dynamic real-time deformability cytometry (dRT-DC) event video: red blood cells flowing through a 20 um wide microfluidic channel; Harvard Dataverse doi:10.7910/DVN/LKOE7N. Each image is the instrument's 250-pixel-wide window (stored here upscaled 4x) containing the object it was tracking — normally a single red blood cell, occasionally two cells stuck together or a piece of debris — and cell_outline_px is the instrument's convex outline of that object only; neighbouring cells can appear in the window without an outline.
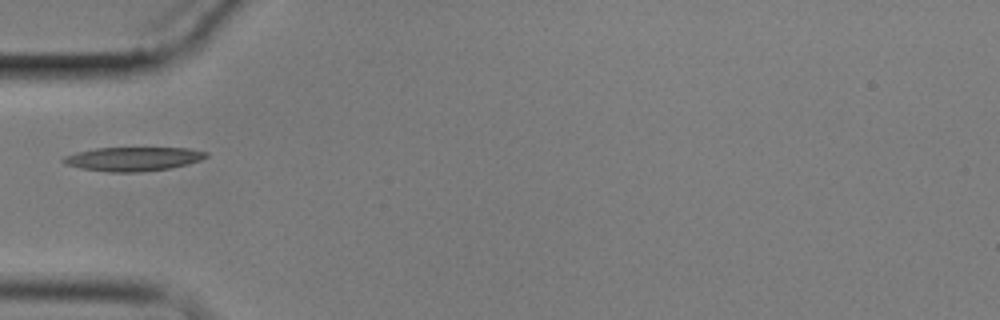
{"species": "common noctule bat (a hibernating species)", "species_latin": "Nyctalus noctula", "temperature_condition": "cold", "stored_images_in_passage": 5, "camera_frame_rate_fps": 3000, "um_per_image_px": 0.085, "animal": {"sex": "male", "body_mass_g": 17.9}, "frame": {"image": 1, "passage_image": 5, "time_ms": 5.333, "image_size_px": [1000, 320], "cell_outline_px": [[208, 156], [200, 160], [188, 164], [172, 168], [140, 172], [108, 172], [80, 168], [64, 164], [60, 160], [64, 156], [76, 152], [96, 148], [188, 148], [208, 152]], "centroid_in_image_um": [11.3, 13.51], "position_along_channel_um": 73.7, "area_um2": 20.06}}